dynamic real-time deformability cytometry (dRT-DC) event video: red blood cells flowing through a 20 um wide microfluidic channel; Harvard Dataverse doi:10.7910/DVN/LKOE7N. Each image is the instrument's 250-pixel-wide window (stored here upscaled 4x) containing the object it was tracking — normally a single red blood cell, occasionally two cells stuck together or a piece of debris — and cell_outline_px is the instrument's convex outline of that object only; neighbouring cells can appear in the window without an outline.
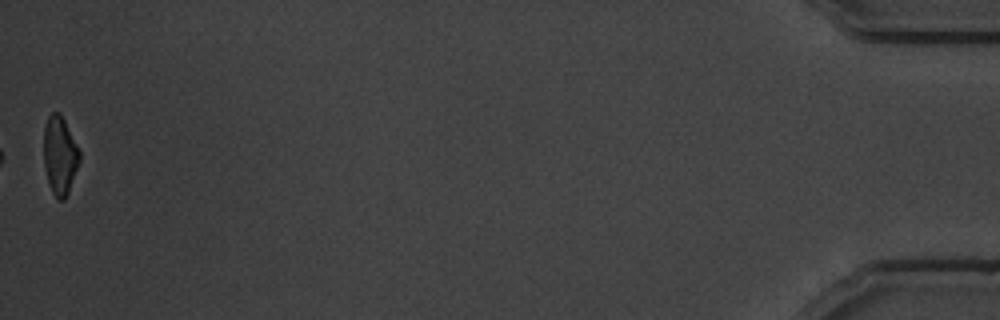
{"species": "common noctule bat (a hibernating species)", "species_latin": "Nyctalus noctula", "temperature_condition": "warm", "stored_images_in_passage": 43, "camera_frame_rate_fps": 3000, "um_per_image_px": 0.085, "animal": {"sex": "male", "body_mass_g": 19.5, "forearm_length_mm": 54.6}, "frame": {"image": 1, "passage_image": 43, "time_ms": 14.0, "image_size_px": [1000, 320], "cell_outline_px": [[80, 160], [68, 192], [64, 200], [60, 200], [52, 192], [44, 168], [44, 128], [48, 116], [52, 112], [60, 112], [80, 152]], "centroid_in_image_um": [5.08, 13.19], "position_along_channel_um": 430.1, "area_um2": 16.07}, "authors_computed_cell_mechanics": {"area_um2": 18.0914, "velocity_mm_per_s": 3.4768, "shape_relaxation_time_tau1_ms": 3.0366, "shape_relaxation_time_tau2_ms": 3.0683, "deformation_change_tau1": 0.1417, "deformation_change_tau2": 0.0877}}